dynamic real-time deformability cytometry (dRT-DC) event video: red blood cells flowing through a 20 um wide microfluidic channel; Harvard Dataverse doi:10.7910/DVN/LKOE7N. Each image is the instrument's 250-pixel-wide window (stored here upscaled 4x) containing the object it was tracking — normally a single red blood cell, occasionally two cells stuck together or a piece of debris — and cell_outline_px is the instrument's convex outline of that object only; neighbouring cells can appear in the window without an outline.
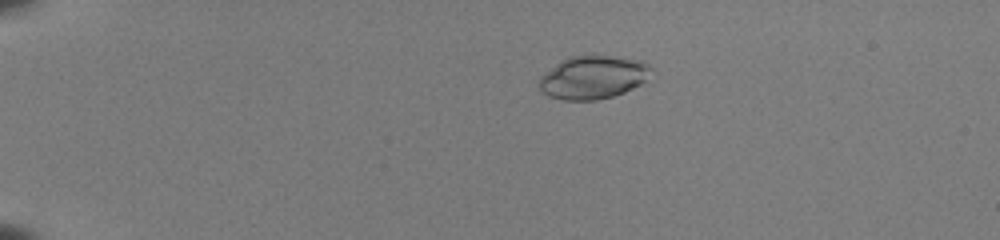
{"species": "common noctule bat (a hibernating species)", "species_latin": "Nyctalus noctula", "temperature_condition": "room temperature", "stored_images_in_passage": 55, "camera_frame_rate_fps": 3000, "um_per_image_px": 0.085, "animal": {"sex": "female", "body_mass_g": 22.0, "forearm_length_mm": 56.7}, "frame": {"image": 1, "passage_image": 14, "time_ms": 4.333, "image_size_px": [1000, 240], "cell_outline_px": [[652, 68], [644, 80], [640, 84], [624, 92], [612, 96], [596, 100], [564, 100], [548, 96], [536, 84], [540, 76], [560, 60], [568, 56], [608, 56], [644, 60]], "centroid_in_image_um": [50.36, 6.57], "position_along_channel_um": 34.6, "area_um2": 28.09}}
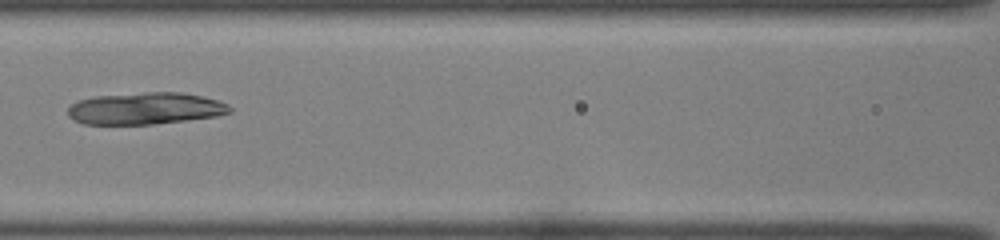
{"frame": {"image": 2, "passage_image": 29, "time_ms": 9.333, "image_size_px": [1000, 240], "cell_outline_px": [[232, 112], [216, 116], [152, 124], [84, 124], [72, 120], [68, 116], [68, 108], [72, 104], [80, 100], [92, 96], [144, 92], [180, 92], [200, 96], [216, 100], [228, 104], [232, 108]], "centroid_in_image_um": [12.32, 9.21], "position_along_channel_um": 154.3, "area_um2": 30.06}}
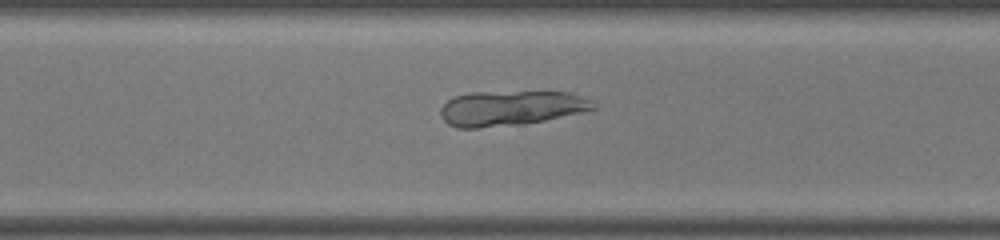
{"frame": {"image": 3, "passage_image": 42, "time_ms": 13.667, "image_size_px": [1000, 240], "cell_outline_px": [[596, 108], [580, 112], [544, 120], [524, 124], [476, 128], [456, 128], [448, 124], [440, 116], [440, 108], [452, 96], [472, 92], [568, 92], [592, 100], [596, 104]], "centroid_in_image_um": [43.37, 9.19], "position_along_channel_um": 327.2, "area_um2": 31.1}}